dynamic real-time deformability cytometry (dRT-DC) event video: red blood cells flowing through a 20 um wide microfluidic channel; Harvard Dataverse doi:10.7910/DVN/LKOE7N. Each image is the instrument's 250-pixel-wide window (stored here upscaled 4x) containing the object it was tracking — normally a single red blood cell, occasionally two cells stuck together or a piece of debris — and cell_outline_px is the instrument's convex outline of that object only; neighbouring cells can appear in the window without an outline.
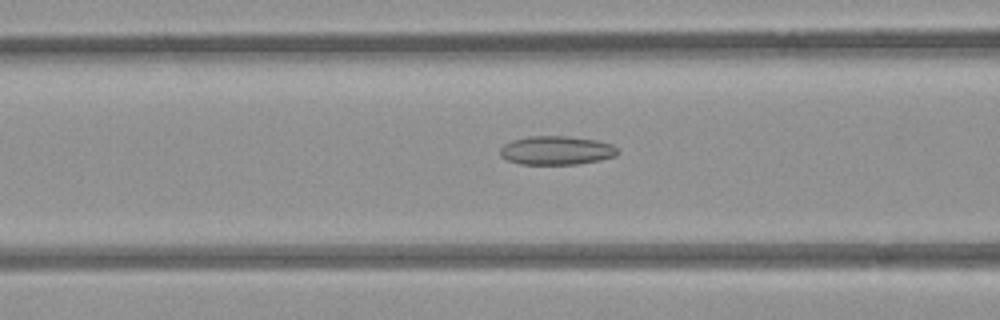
{"species": "common noctule bat (a hibernating species)", "species_latin": "Nyctalus noctula", "temperature_condition": "room temperature", "stored_images_in_passage": 43, "camera_frame_rate_fps": 3000, "um_per_image_px": 0.085, "animal": {"sex": "female", "body_mass_g": 21.9}, "frame": {"image": 1, "passage_image": 12, "time_ms": 3.667, "image_size_px": [1000, 320], "cell_outline_px": [[620, 152], [616, 156], [600, 160], [580, 164], [520, 164], [508, 160], [500, 156], [500, 148], [504, 144], [512, 140], [528, 136], [568, 136], [596, 140], [612, 144]], "centroid_in_image_um": [47.31, 12.78], "position_along_channel_um": 119.3, "area_um2": 19.83}}
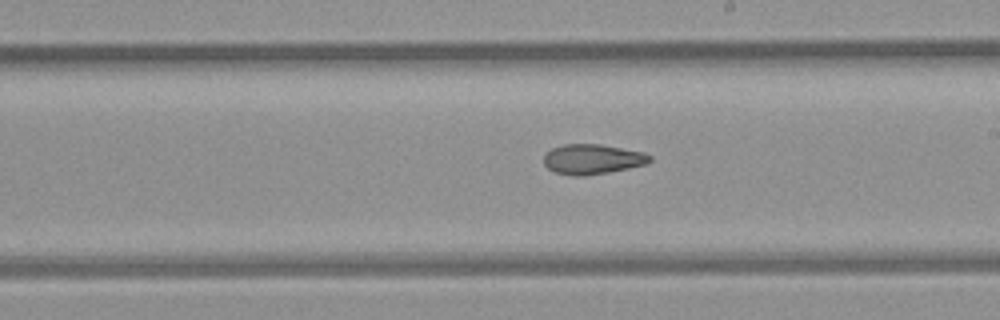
{"frame": {"image": 2, "passage_image": 21, "time_ms": 6.667, "image_size_px": [1000, 320], "cell_outline_px": [[652, 160], [644, 164], [628, 168], [608, 172], [584, 176], [572, 176], [552, 172], [544, 164], [544, 156], [552, 148], [564, 144], [600, 144], [644, 152], [652, 156]], "centroid_in_image_um": [50.34, 13.53], "position_along_channel_um": 238.7, "area_um2": 18.55}}
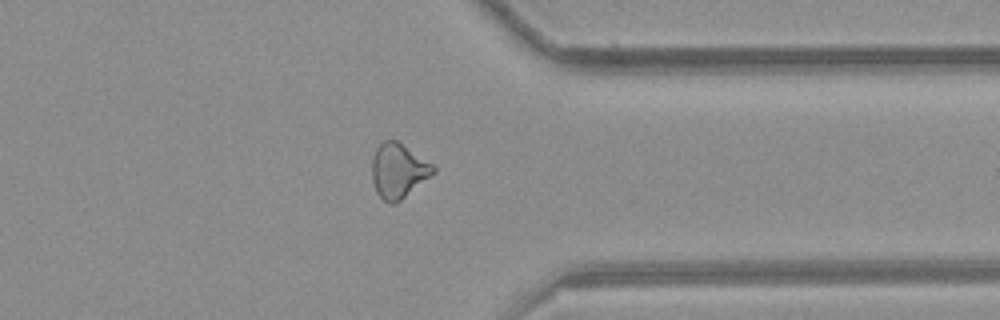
{"frame": {"image": 3, "passage_image": 32, "time_ms": 10.333, "image_size_px": [1000, 320], "cell_outline_px": [[436, 172], [396, 204], [388, 204], [376, 192], [372, 180], [372, 160], [376, 148], [384, 140], [396, 140], [432, 164], [436, 168]], "centroid_in_image_um": [33.85, 14.54], "position_along_channel_um": 377.6, "area_um2": 19.42}, "authors_computed_cell_mechanics": {"area_um2": 19.3052, "velocity_mm_per_s": 3.9693, "shape_relaxation_time_tau1_ms": null, "shape_relaxation_time_tau2_ms": 10.7517, "deformation_change_tau1": null, "deformation_change_tau2": 0.2324}}